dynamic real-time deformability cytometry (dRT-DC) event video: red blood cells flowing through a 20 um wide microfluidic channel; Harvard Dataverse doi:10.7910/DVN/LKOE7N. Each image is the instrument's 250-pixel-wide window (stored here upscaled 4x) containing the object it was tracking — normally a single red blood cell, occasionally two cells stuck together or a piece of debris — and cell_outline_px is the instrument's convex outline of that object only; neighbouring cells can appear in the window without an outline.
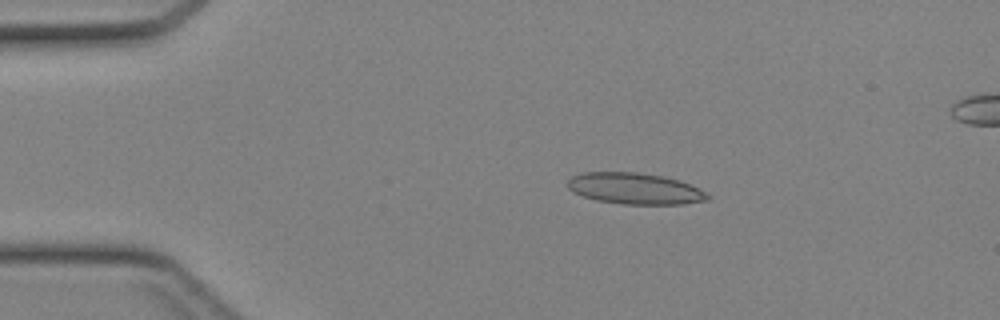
{"species": "Egyptian fruit bat (a non-hibernating species)", "species_latin": "Rousettus aegyptiacus", "temperature_condition": "cold", "stored_images_in_passage": 39, "segment_of_instrument_passage": [1, 2], "camera_frame_rate_fps": 3000, "um_per_image_px": 0.085, "animal": {"sex": "female"}, "frame": {"image": 1, "passage_image": 3, "time_ms": 0.667, "image_size_px": [1000, 320], "cell_outline_px": [[712, 196], [708, 200], [680, 204], [624, 204], [596, 200], [584, 196], [568, 188], [568, 180], [572, 176], [584, 172], [636, 172], [664, 176], [680, 180], [700, 188]], "centroid_in_image_um": [54.02, 16.02], "position_along_channel_um": 31.0, "area_um2": 25.49}}
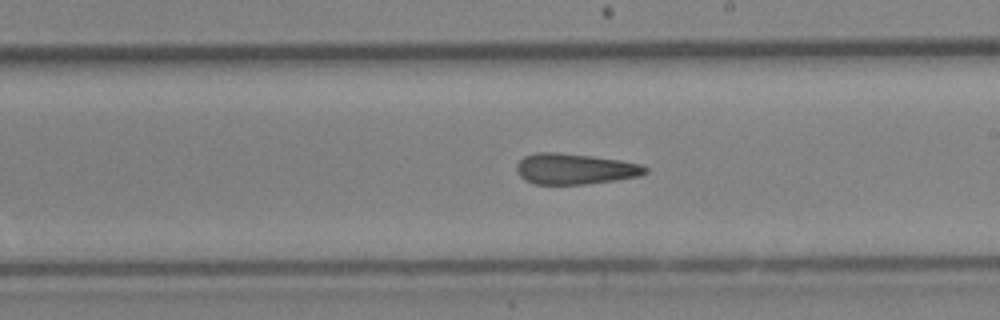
{"frame": {"image": 2, "passage_image": 20, "time_ms": 6.333, "image_size_px": [1000, 320], "cell_outline_px": [[648, 172], [640, 176], [616, 180], [584, 184], [536, 184], [524, 180], [516, 172], [516, 164], [524, 156], [536, 152], [556, 152], [592, 156], [620, 160], [640, 164], [648, 168]], "centroid_in_image_um": [48.85, 14.35], "position_along_channel_um": 240.2, "area_um2": 23.18}}
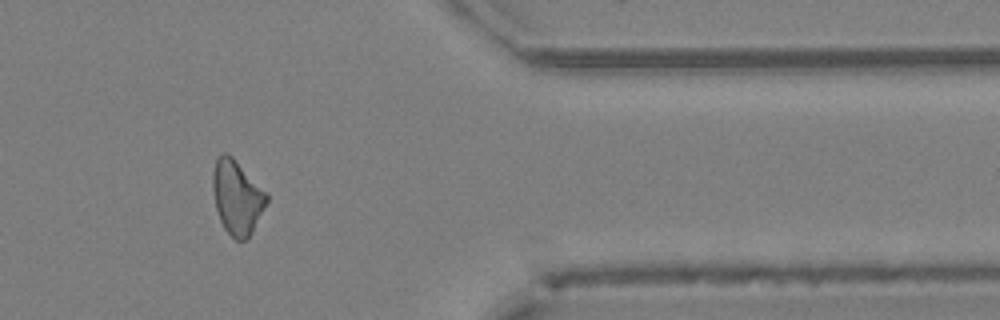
{"frame": {"image": 3, "passage_image": 31, "time_ms": 10.0, "image_size_px": [1000, 320], "cell_outline_px": [[268, 200], [248, 240], [236, 240], [224, 228], [220, 220], [216, 208], [212, 188], [212, 176], [216, 160], [224, 152], [228, 152], [268, 192]], "centroid_in_image_um": [20.16, 16.76], "position_along_channel_um": 391.2, "area_um2": 23.29}}